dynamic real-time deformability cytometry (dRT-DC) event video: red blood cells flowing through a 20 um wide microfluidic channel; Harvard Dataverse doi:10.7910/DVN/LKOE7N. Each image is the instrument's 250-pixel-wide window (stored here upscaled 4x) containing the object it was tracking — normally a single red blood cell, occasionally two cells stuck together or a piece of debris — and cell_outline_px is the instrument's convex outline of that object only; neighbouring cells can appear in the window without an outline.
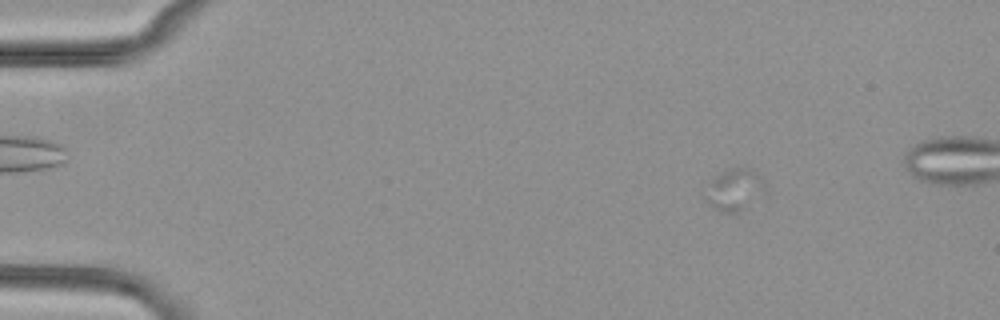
{"species": "common noctule bat (a hibernating species)", "species_latin": "Nyctalus noctula", "temperature_condition": "cold", "stored_images_in_passage": 7, "camera_frame_rate_fps": 3000, "um_per_image_px": 0.085, "animal": {"sex": "female", "body_mass_g": 29.2, "forearm_length_mm": 56.3}, "frame": {"image": 1, "passage_image": 2, "time_ms": 1.0, "image_size_px": [1000, 320], "cell_outline_px": [[764, 192], [740, 212], [732, 216], [720, 212], [712, 208], [704, 200], [712, 180], [720, 172], [728, 168], [748, 168], [756, 172], [764, 184]], "centroid_in_image_um": [62.4, 16.18], "position_along_channel_um": 22.6, "area_um2": 14.51}}